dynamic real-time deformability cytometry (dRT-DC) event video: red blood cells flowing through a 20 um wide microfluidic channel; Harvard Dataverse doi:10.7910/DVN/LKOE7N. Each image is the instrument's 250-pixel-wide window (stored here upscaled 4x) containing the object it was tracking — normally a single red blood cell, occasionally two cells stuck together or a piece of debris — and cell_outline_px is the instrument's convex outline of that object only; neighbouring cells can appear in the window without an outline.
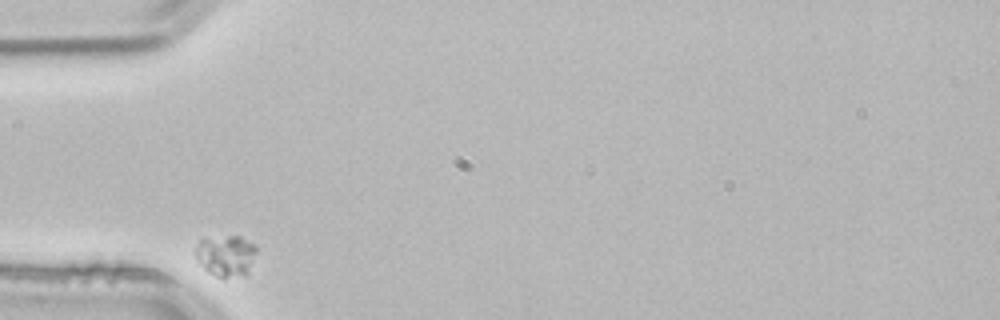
{"species": "common noctule bat (a hibernating species)", "species_latin": "Nyctalus noctula", "temperature_condition": "room temperature", "stored_images_in_passage": 32, "camera_frame_rate_fps": 3000, "um_per_image_px": 0.085, "animal": {"sex": "male", "body_mass_g": 21.5, "forearm_length_mm": 52.0}, "frame": {"image": 1, "passage_image": 1, "time_ms": 0.0, "image_size_px": [1000, 320], "cell_outline_px": [[256, 252], [248, 272], [244, 276], [216, 276], [208, 272], [196, 260], [196, 248], [200, 240], [228, 236], [240, 236], [252, 244], [256, 248]], "centroid_in_image_um": [19.2, 21.74], "position_along_channel_um": 65.8, "area_um2": 14.22}}
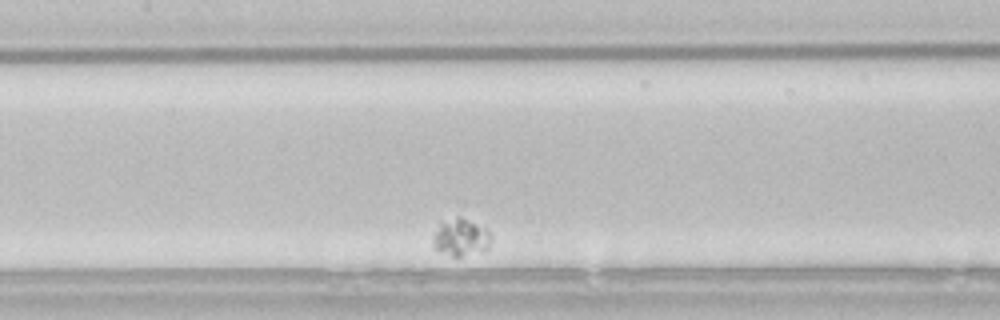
{"frame": {"image": 2, "passage_image": 12, "time_ms": 3.667, "image_size_px": [1000, 320], "cell_outline_px": [[492, 236], [488, 248], [460, 256], [452, 256], [432, 248], [432, 236], [440, 220], [456, 216], [460, 216], [484, 228]], "centroid_in_image_um": [39.08, 20.14], "position_along_channel_um": 168.3, "area_um2": 12.66}}
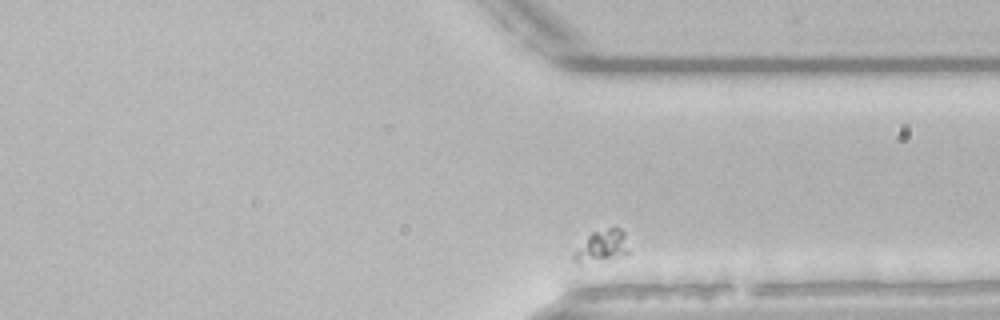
{"frame": {"image": 3, "passage_image": 31, "time_ms": 10.0, "image_size_px": [1000, 320], "cell_outline_px": [[628, 252], [612, 260], [580, 264], [576, 264], [572, 260], [572, 252], [592, 232], [608, 228], [620, 228], [624, 232]], "centroid_in_image_um": [51.09, 20.97], "position_along_channel_um": 360.3, "area_um2": 10.4}}